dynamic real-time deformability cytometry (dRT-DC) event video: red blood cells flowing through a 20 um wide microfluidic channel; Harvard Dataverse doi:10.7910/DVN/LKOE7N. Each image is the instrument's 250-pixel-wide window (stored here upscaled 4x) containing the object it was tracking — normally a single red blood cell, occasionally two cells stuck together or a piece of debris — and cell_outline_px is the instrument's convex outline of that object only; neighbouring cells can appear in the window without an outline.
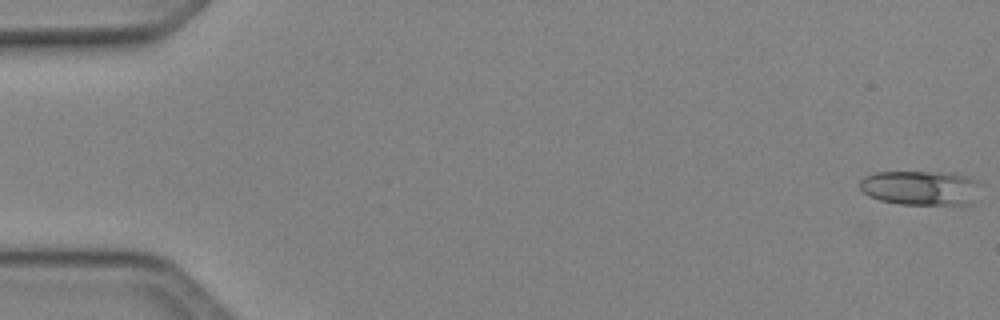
{"species": "Egyptian fruit bat (a non-hibernating species)", "species_latin": "Rousettus aegyptiacus", "temperature_condition": "cold", "stored_images_in_passage": 8, "camera_frame_rate_fps": 3000, "um_per_image_px": 0.085, "animal": {"sex": "female"}, "frame": {"image": 1, "passage_image": 1, "time_ms": 0.0, "image_size_px": [1000, 320], "cell_outline_px": [[980, 184], [960, 204], [900, 204], [880, 200], [868, 196], [860, 188], [860, 180], [864, 176], [876, 172], [948, 172], [964, 176], [976, 180]], "centroid_in_image_um": [78.07, 15.93], "position_along_channel_um": 6.9, "area_um2": 23.41}}